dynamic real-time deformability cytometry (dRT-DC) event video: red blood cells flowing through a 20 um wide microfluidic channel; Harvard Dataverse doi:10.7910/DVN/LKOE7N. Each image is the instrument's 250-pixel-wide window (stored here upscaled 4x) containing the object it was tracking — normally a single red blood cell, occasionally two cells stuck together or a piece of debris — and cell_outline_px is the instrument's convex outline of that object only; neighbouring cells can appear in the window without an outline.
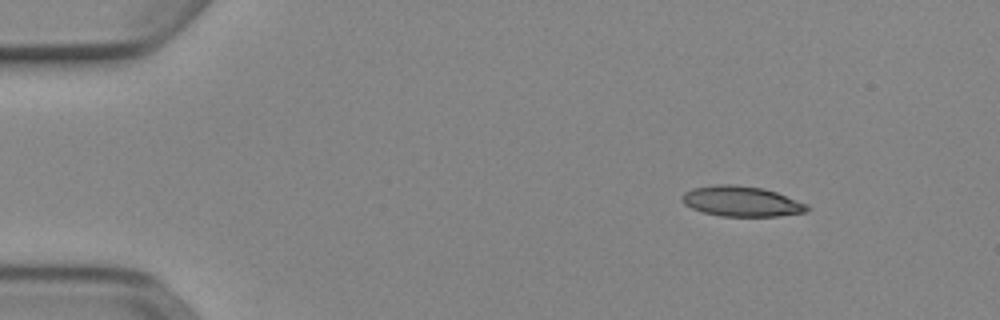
{"species": "Egyptian fruit bat (a non-hibernating species)", "species_latin": "Rousettus aegyptiacus", "temperature_condition": "cold", "stored_images_in_passage": 46, "camera_frame_rate_fps": 3000, "um_per_image_px": 0.085, "animal": {"sex": "female"}, "frame": {"image": 1, "passage_image": 1, "time_ms": 0.0, "image_size_px": [1000, 320], "cell_outline_px": [[808, 212], [776, 216], [720, 216], [704, 212], [692, 208], [684, 204], [680, 200], [680, 196], [684, 192], [692, 188], [716, 184], [732, 184], [764, 188], [776, 192], [808, 204]], "centroid_in_image_um": [63.0, 17.1], "position_along_channel_um": 22.0, "area_um2": 22.2}}
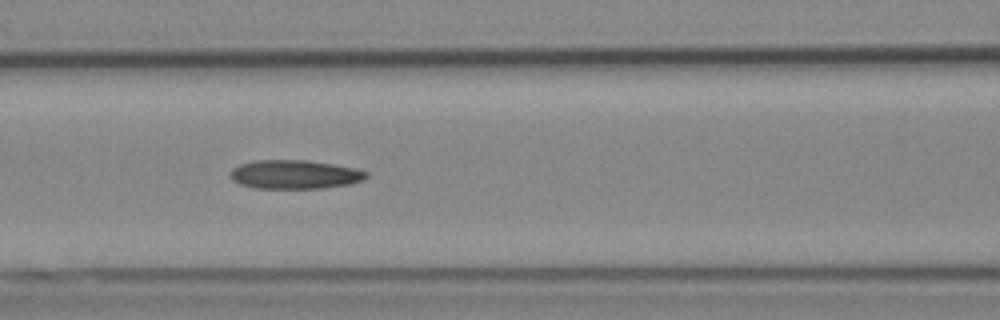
{"frame": {"image": 2, "passage_image": 17, "time_ms": 5.333, "image_size_px": [1000, 320], "cell_outline_px": [[368, 176], [364, 180], [352, 184], [324, 188], [256, 188], [240, 184], [232, 180], [228, 176], [232, 168], [240, 164], [252, 160], [308, 160], [356, 168], [368, 172]], "centroid_in_image_um": [25.05, 14.82], "position_along_channel_um": 141.5, "area_um2": 23.12}}
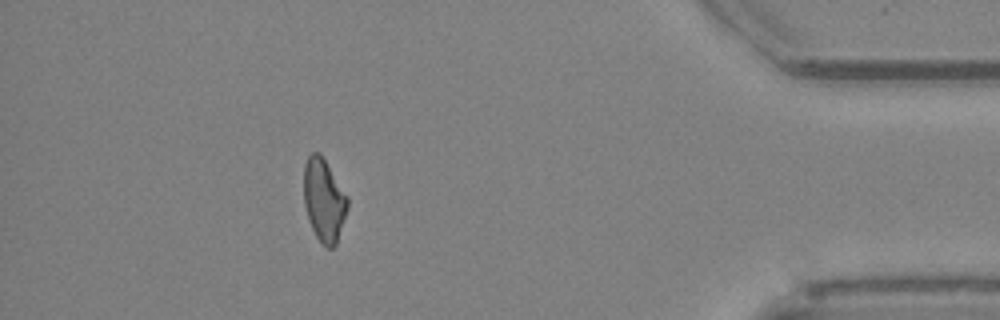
{"frame": {"image": 3, "passage_image": 41, "time_ms": 13.333, "image_size_px": [1000, 320], "cell_outline_px": [[348, 208], [336, 244], [332, 248], [328, 248], [316, 236], [312, 228], [304, 204], [304, 164], [308, 156], [312, 152], [320, 152], [348, 196]], "centroid_in_image_um": [27.54, 16.97], "position_along_channel_um": 407.7, "area_um2": 20.98}, "authors_computed_cell_mechanics": {"area_um2": 22.3108, "velocity_mm_per_s": 3.9025, "shape_relaxation_time_tau1_ms": 6.7618, "shape_relaxation_time_tau2_ms": null, "deformation_change_tau1": 0.1777, "deformation_change_tau2": null}}